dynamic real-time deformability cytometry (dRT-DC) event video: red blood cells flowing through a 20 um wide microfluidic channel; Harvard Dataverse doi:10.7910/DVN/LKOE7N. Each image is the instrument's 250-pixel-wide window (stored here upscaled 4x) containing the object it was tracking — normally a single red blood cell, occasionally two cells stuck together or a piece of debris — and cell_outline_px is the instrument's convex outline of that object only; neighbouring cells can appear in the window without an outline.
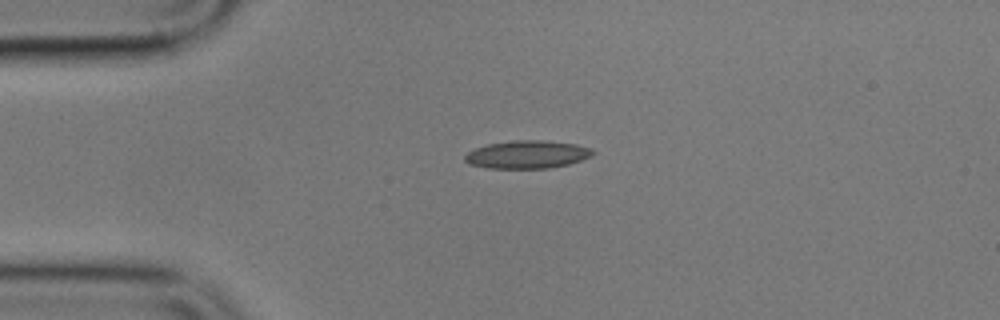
{"species": "common noctule bat (a hibernating species)", "species_latin": "Nyctalus noctula", "temperature_condition": "cold", "stored_images_in_passage": 2, "camera_frame_rate_fps": 3000, "um_per_image_px": 0.085, "animal": {"sex": "male", "body_mass_g": 17.9}, "frame": {"image": 1, "passage_image": 1, "time_ms": 0.0, "image_size_px": [1000, 320], "cell_outline_px": [[596, 152], [592, 156], [568, 164], [548, 168], [488, 168], [468, 164], [464, 160], [464, 156], [468, 152], [476, 148], [488, 144], [512, 140], [544, 140], [576, 144], [592, 148]], "centroid_in_image_um": [44.82, 13.13], "position_along_channel_um": 40.2, "area_um2": 20.87}}